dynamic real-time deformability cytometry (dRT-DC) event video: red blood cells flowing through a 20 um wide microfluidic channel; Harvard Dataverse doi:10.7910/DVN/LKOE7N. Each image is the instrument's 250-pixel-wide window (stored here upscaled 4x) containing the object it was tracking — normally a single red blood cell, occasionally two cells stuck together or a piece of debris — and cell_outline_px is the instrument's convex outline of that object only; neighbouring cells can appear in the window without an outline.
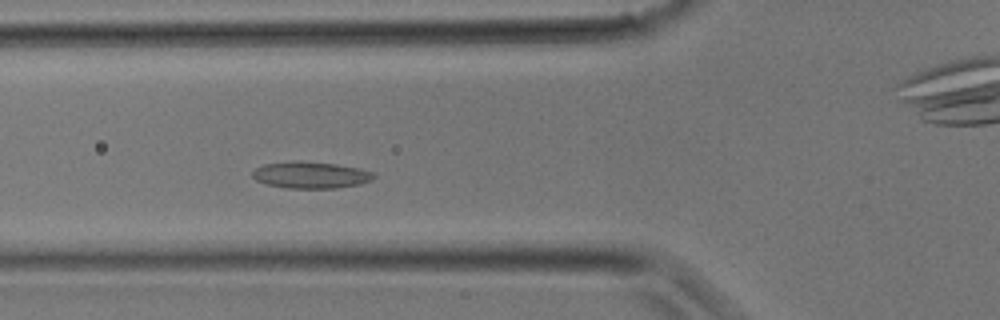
{"species": "common noctule bat (a hibernating species)", "species_latin": "Nyctalus noctula", "temperature_condition": "room temperature", "stored_images_in_passage": 8, "camera_frame_rate_fps": 3000, "um_per_image_px": 0.085, "animal": {"sex": "male", "body_mass_g": 17.9}, "frame": {"image": 1, "passage_image": 8, "time_ms": 2.333, "image_size_px": [1000, 320], "cell_outline_px": [[376, 176], [372, 180], [360, 184], [336, 188], [288, 188], [264, 184], [256, 180], [252, 176], [252, 172], [256, 168], [264, 164], [296, 160], [336, 164], [360, 168], [372, 172]], "centroid_in_image_um": [26.4, 14.87], "position_along_channel_um": 99.4, "area_um2": 18.96}}